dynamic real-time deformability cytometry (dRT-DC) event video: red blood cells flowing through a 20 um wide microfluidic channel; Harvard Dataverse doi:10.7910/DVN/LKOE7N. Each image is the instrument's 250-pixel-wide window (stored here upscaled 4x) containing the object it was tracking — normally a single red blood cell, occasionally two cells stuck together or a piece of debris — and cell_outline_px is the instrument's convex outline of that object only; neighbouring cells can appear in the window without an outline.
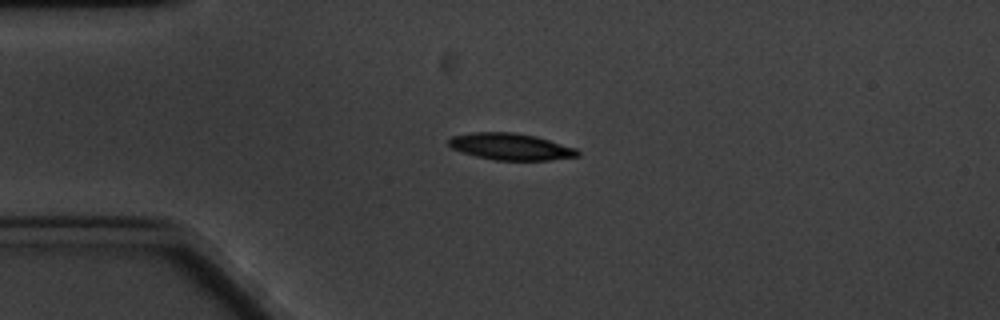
{"species": "common noctule bat (a hibernating species)", "species_latin": "Nyctalus noctula", "temperature_condition": "cold", "stored_images_in_passage": 5, "camera_frame_rate_fps": 3000, "um_per_image_px": 0.085, "animal": {"sex": "male", "body_mass_g": 20.1, "forearm_length_mm": 53.5}, "frame": {"image": 1, "passage_image": 3, "time_ms": 2.333, "image_size_px": [1000, 320], "cell_outline_px": [[580, 156], [548, 160], [496, 160], [476, 156], [452, 148], [448, 144], [448, 140], [452, 136], [472, 132], [512, 132], [536, 136], [576, 148], [580, 152]], "centroid_in_image_um": [43.42, 12.46], "position_along_channel_um": 41.6, "area_um2": 19.94}}